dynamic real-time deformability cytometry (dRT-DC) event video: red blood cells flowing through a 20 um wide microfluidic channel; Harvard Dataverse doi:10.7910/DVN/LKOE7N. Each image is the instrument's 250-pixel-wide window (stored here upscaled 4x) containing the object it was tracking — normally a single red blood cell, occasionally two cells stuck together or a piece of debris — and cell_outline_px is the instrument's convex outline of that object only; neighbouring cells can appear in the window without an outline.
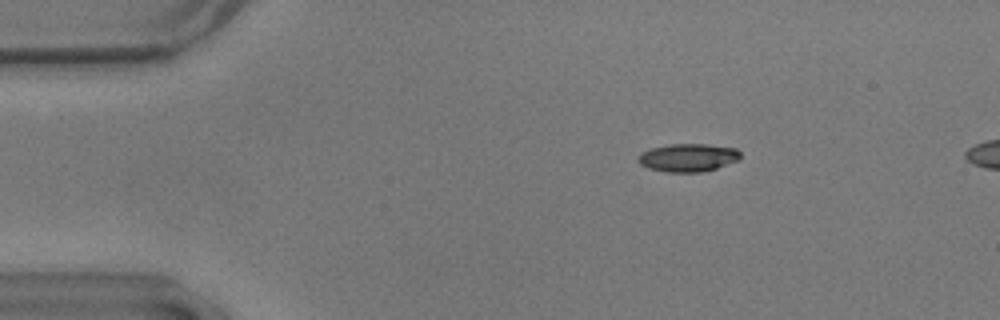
{"species": "common noctule bat (a hibernating species)", "species_latin": "Nyctalus noctula", "temperature_condition": "warm", "stored_images_in_passage": 55, "camera_frame_rate_fps": 3000, "um_per_image_px": 0.085, "animal": {"sex": "male", "body_mass_g": 17.9}, "frame": {"image": 1, "passage_image": 9, "time_ms": 2.667, "image_size_px": [1000, 320], "cell_outline_px": [[740, 156], [736, 160], [716, 168], [700, 172], [668, 172], [648, 168], [640, 164], [636, 160], [640, 152], [652, 148], [672, 144], [704, 144], [736, 148], [740, 152]], "centroid_in_image_um": [58.43, 13.39], "position_along_channel_um": 26.6, "area_um2": 16.53}}
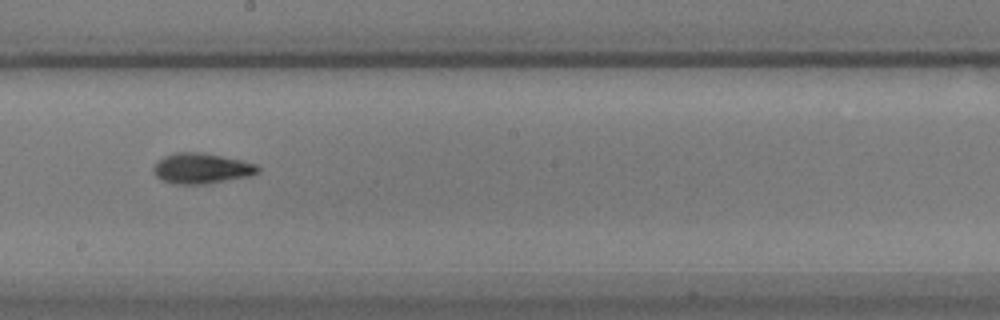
{"frame": {"image": 2, "passage_image": 31, "time_ms": 10.0, "image_size_px": [1000, 320], "cell_outline_px": [[260, 172], [248, 176], [208, 184], [172, 184], [160, 180], [156, 176], [152, 168], [164, 156], [176, 152], [200, 152], [240, 160], [256, 164], [260, 168]], "centroid_in_image_um": [17.11, 14.33], "position_along_channel_um": 231.1, "area_um2": 18.5}}
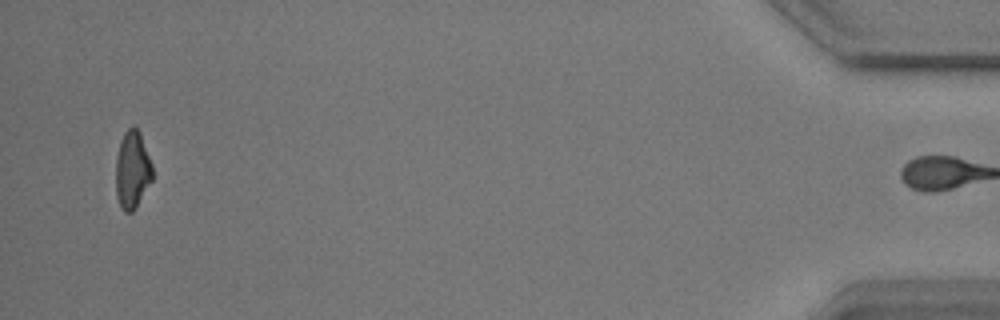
{"frame": {"image": 3, "passage_image": 54, "time_ms": 17.667, "image_size_px": [1000, 320], "cell_outline_px": [[152, 180], [136, 208], [132, 212], [124, 212], [120, 208], [116, 196], [116, 160], [120, 140], [124, 132], [132, 124], [140, 132], [152, 164]], "centroid_in_image_um": [11.24, 14.45], "position_along_channel_um": 424.0, "area_um2": 16.76}, "authors_computed_cell_mechanics": {"area_um2": 17.2822, "velocity_mm_per_s": 3.6084, "shape_relaxation_time_tau1_ms": 2.9027, "shape_relaxation_time_tau2_ms": 3.9722, "deformation_change_tau1": 0.146, "deformation_change_tau2": 0.095}}